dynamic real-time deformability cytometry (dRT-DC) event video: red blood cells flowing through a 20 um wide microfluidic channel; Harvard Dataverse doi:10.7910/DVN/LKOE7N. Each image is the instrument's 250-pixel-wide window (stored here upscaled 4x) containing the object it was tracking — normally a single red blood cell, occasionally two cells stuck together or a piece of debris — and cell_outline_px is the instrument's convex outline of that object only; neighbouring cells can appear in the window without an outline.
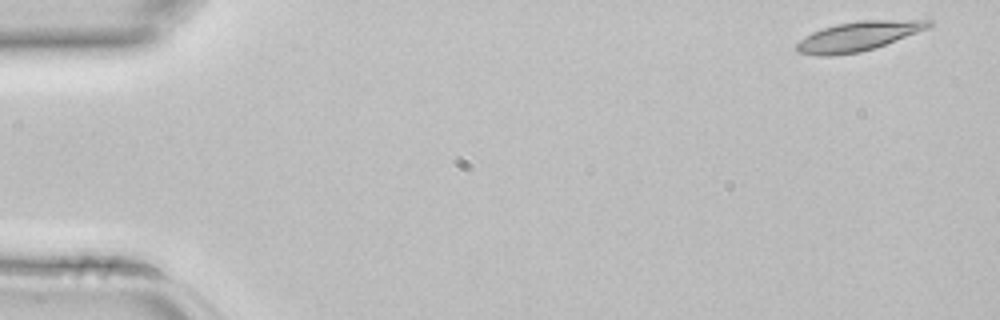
{"species": "common noctule bat (a hibernating species)", "species_latin": "Nyctalus noctula", "temperature_condition": "room temperature", "stored_images_in_passage": 3, "camera_frame_rate_fps": 3000, "um_per_image_px": 0.085, "animal": {"sex": "female", "body_mass_g": 22.7, "forearm_length_mm": 54.2}, "frame": {"image": 1, "passage_image": 1, "time_ms": 0.0, "image_size_px": [1000, 320], "cell_outline_px": [[932, 24], [928, 28], [876, 48], [860, 52], [832, 56], [820, 56], [800, 52], [796, 48], [796, 44], [804, 36], [812, 32], [836, 24], [860, 20], [932, 20]], "centroid_in_image_um": [72.94, 3.08], "position_along_channel_um": 12.1, "area_um2": 22.48}}
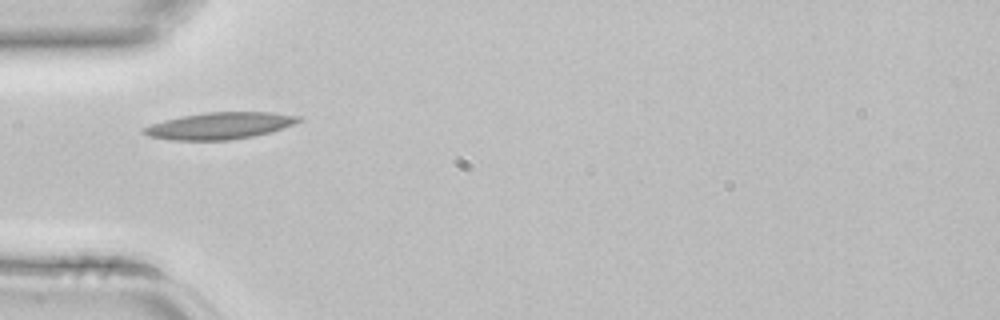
{"frame": {"image": 2, "passage_image": 3, "time_ms": 0.667, "image_size_px": [1000, 320], "cell_outline_px": [[300, 120], [296, 124], [272, 132], [252, 136], [228, 140], [172, 140], [148, 136], [140, 132], [140, 128], [164, 120], [180, 116], [204, 112], [272, 112], [300, 116]], "centroid_in_image_um": [18.66, 10.68], "position_along_channel_um": 66.3, "area_um2": 24.33}}